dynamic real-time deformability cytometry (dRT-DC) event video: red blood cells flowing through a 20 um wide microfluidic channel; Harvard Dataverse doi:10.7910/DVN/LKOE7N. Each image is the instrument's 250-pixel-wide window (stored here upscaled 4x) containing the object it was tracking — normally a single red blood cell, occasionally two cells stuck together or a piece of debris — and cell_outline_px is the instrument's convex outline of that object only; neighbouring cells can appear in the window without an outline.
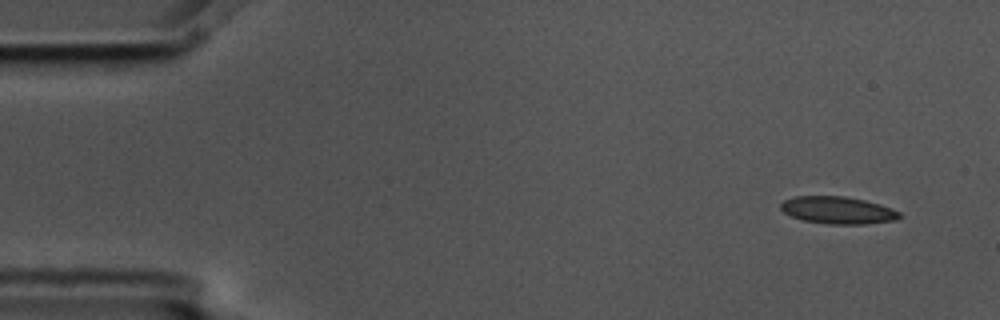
{"species": "common noctule bat (a hibernating species)", "species_latin": "Nyctalus noctula", "temperature_condition": "cold", "stored_images_in_passage": 4, "camera_frame_rate_fps": 3000, "um_per_image_px": 0.085, "animal": {"sex": "male", "body_mass_g": 17.5, "forearm_length_mm": 52.3}, "frame": {"image": 1, "passage_image": 1, "time_ms": 0.0, "image_size_px": [1000, 320], "cell_outline_px": [[900, 216], [896, 220], [864, 224], [828, 224], [804, 220], [792, 216], [784, 212], [780, 208], [780, 204], [784, 200], [796, 196], [844, 196], [864, 200], [880, 204], [892, 208], [900, 212]], "centroid_in_image_um": [71.22, 17.86], "position_along_channel_um": 13.8, "area_um2": 18.79}}